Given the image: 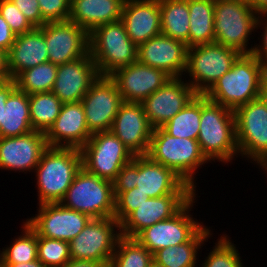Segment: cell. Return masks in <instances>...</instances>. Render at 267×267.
I'll list each match as a JSON object with an SVG mask.
<instances>
[{"mask_svg":"<svg viewBox=\"0 0 267 267\" xmlns=\"http://www.w3.org/2000/svg\"><path fill=\"white\" fill-rule=\"evenodd\" d=\"M267 68L251 53L241 54L232 68L221 76L204 96L235 111L249 101L259 98Z\"/></svg>","mask_w":267,"mask_h":267,"instance_id":"6da1fadb","label":"cell"},{"mask_svg":"<svg viewBox=\"0 0 267 267\" xmlns=\"http://www.w3.org/2000/svg\"><path fill=\"white\" fill-rule=\"evenodd\" d=\"M197 141L202 153L211 162L224 164L238 157L234 111L201 95V118Z\"/></svg>","mask_w":267,"mask_h":267,"instance_id":"7a4b0ae2","label":"cell"},{"mask_svg":"<svg viewBox=\"0 0 267 267\" xmlns=\"http://www.w3.org/2000/svg\"><path fill=\"white\" fill-rule=\"evenodd\" d=\"M81 168L80 149L48 147L34 170L38 186V205L60 203Z\"/></svg>","mask_w":267,"mask_h":267,"instance_id":"3957f363","label":"cell"},{"mask_svg":"<svg viewBox=\"0 0 267 267\" xmlns=\"http://www.w3.org/2000/svg\"><path fill=\"white\" fill-rule=\"evenodd\" d=\"M146 155L171 169L195 191V171L210 162L196 139L171 136L162 127L153 130Z\"/></svg>","mask_w":267,"mask_h":267,"instance_id":"277c9868","label":"cell"},{"mask_svg":"<svg viewBox=\"0 0 267 267\" xmlns=\"http://www.w3.org/2000/svg\"><path fill=\"white\" fill-rule=\"evenodd\" d=\"M137 51L121 20L97 26L89 33V54L100 76H110L136 62Z\"/></svg>","mask_w":267,"mask_h":267,"instance_id":"5b68a950","label":"cell"},{"mask_svg":"<svg viewBox=\"0 0 267 267\" xmlns=\"http://www.w3.org/2000/svg\"><path fill=\"white\" fill-rule=\"evenodd\" d=\"M258 13L246 0H216L214 7L215 43L233 48L241 54L253 53L248 46L256 31Z\"/></svg>","mask_w":267,"mask_h":267,"instance_id":"8992f818","label":"cell"},{"mask_svg":"<svg viewBox=\"0 0 267 267\" xmlns=\"http://www.w3.org/2000/svg\"><path fill=\"white\" fill-rule=\"evenodd\" d=\"M60 203L92 219L114 217L113 182L101 179L82 167Z\"/></svg>","mask_w":267,"mask_h":267,"instance_id":"52a82bcc","label":"cell"},{"mask_svg":"<svg viewBox=\"0 0 267 267\" xmlns=\"http://www.w3.org/2000/svg\"><path fill=\"white\" fill-rule=\"evenodd\" d=\"M241 53L218 43L188 48L185 74L197 94L204 95L233 66Z\"/></svg>","mask_w":267,"mask_h":267,"instance_id":"ba28073f","label":"cell"},{"mask_svg":"<svg viewBox=\"0 0 267 267\" xmlns=\"http://www.w3.org/2000/svg\"><path fill=\"white\" fill-rule=\"evenodd\" d=\"M80 151L82 167L110 182L115 180L121 168L134 157L111 130L93 133Z\"/></svg>","mask_w":267,"mask_h":267,"instance_id":"9c48e42d","label":"cell"},{"mask_svg":"<svg viewBox=\"0 0 267 267\" xmlns=\"http://www.w3.org/2000/svg\"><path fill=\"white\" fill-rule=\"evenodd\" d=\"M234 114L239 153L251 163L267 164L266 106L257 98L238 107Z\"/></svg>","mask_w":267,"mask_h":267,"instance_id":"30bf717a","label":"cell"},{"mask_svg":"<svg viewBox=\"0 0 267 267\" xmlns=\"http://www.w3.org/2000/svg\"><path fill=\"white\" fill-rule=\"evenodd\" d=\"M120 229V223L115 217L92 219L69 242L71 260L110 263L121 237Z\"/></svg>","mask_w":267,"mask_h":267,"instance_id":"8fae6325","label":"cell"},{"mask_svg":"<svg viewBox=\"0 0 267 267\" xmlns=\"http://www.w3.org/2000/svg\"><path fill=\"white\" fill-rule=\"evenodd\" d=\"M195 197L172 218L146 227L134 238L152 254L163 248L189 242L204 227L202 222L194 220L190 214L196 202Z\"/></svg>","mask_w":267,"mask_h":267,"instance_id":"7c38bea8","label":"cell"},{"mask_svg":"<svg viewBox=\"0 0 267 267\" xmlns=\"http://www.w3.org/2000/svg\"><path fill=\"white\" fill-rule=\"evenodd\" d=\"M35 215L26 222L39 236L67 242L92 220L87 214L66 208L61 203L40 204Z\"/></svg>","mask_w":267,"mask_h":267,"instance_id":"4fadbf2b","label":"cell"},{"mask_svg":"<svg viewBox=\"0 0 267 267\" xmlns=\"http://www.w3.org/2000/svg\"><path fill=\"white\" fill-rule=\"evenodd\" d=\"M39 29L53 64L69 63L89 53V33L70 20L47 22Z\"/></svg>","mask_w":267,"mask_h":267,"instance_id":"5bb4252c","label":"cell"},{"mask_svg":"<svg viewBox=\"0 0 267 267\" xmlns=\"http://www.w3.org/2000/svg\"><path fill=\"white\" fill-rule=\"evenodd\" d=\"M123 102L116 83L109 76H99L81 100L88 129L110 131Z\"/></svg>","mask_w":267,"mask_h":267,"instance_id":"9a60e30c","label":"cell"},{"mask_svg":"<svg viewBox=\"0 0 267 267\" xmlns=\"http://www.w3.org/2000/svg\"><path fill=\"white\" fill-rule=\"evenodd\" d=\"M197 93L182 77L169 79L142 103L144 112L155 128L162 127L181 111Z\"/></svg>","mask_w":267,"mask_h":267,"instance_id":"2e32d148","label":"cell"},{"mask_svg":"<svg viewBox=\"0 0 267 267\" xmlns=\"http://www.w3.org/2000/svg\"><path fill=\"white\" fill-rule=\"evenodd\" d=\"M117 85L124 102L141 103L161 88L171 77L164 71L138 60L119 68L109 76Z\"/></svg>","mask_w":267,"mask_h":267,"instance_id":"e0dca14e","label":"cell"},{"mask_svg":"<svg viewBox=\"0 0 267 267\" xmlns=\"http://www.w3.org/2000/svg\"><path fill=\"white\" fill-rule=\"evenodd\" d=\"M187 52L185 43L159 34L138 46L137 60L177 78L185 75Z\"/></svg>","mask_w":267,"mask_h":267,"instance_id":"ac0fdd59","label":"cell"},{"mask_svg":"<svg viewBox=\"0 0 267 267\" xmlns=\"http://www.w3.org/2000/svg\"><path fill=\"white\" fill-rule=\"evenodd\" d=\"M196 194H168L148 198L121 224V236L134 238L140 231L153 224L172 218Z\"/></svg>","mask_w":267,"mask_h":267,"instance_id":"d6986e66","label":"cell"},{"mask_svg":"<svg viewBox=\"0 0 267 267\" xmlns=\"http://www.w3.org/2000/svg\"><path fill=\"white\" fill-rule=\"evenodd\" d=\"M47 148L44 132L36 130L17 137H0V169L34 172Z\"/></svg>","mask_w":267,"mask_h":267,"instance_id":"ffe728a7","label":"cell"},{"mask_svg":"<svg viewBox=\"0 0 267 267\" xmlns=\"http://www.w3.org/2000/svg\"><path fill=\"white\" fill-rule=\"evenodd\" d=\"M154 128L142 103L123 102L115 116L111 131L133 155H146Z\"/></svg>","mask_w":267,"mask_h":267,"instance_id":"44dd1931","label":"cell"},{"mask_svg":"<svg viewBox=\"0 0 267 267\" xmlns=\"http://www.w3.org/2000/svg\"><path fill=\"white\" fill-rule=\"evenodd\" d=\"M44 134L48 147L81 149L93 134L81 101L63 103L57 119Z\"/></svg>","mask_w":267,"mask_h":267,"instance_id":"7402d4cb","label":"cell"},{"mask_svg":"<svg viewBox=\"0 0 267 267\" xmlns=\"http://www.w3.org/2000/svg\"><path fill=\"white\" fill-rule=\"evenodd\" d=\"M99 76L96 64L88 53L75 61L57 65L52 92L62 103L80 102Z\"/></svg>","mask_w":267,"mask_h":267,"instance_id":"603a6c76","label":"cell"},{"mask_svg":"<svg viewBox=\"0 0 267 267\" xmlns=\"http://www.w3.org/2000/svg\"><path fill=\"white\" fill-rule=\"evenodd\" d=\"M135 184L149 198L168 194H196L171 169L151 160L147 155H136Z\"/></svg>","mask_w":267,"mask_h":267,"instance_id":"cb8c5ba5","label":"cell"},{"mask_svg":"<svg viewBox=\"0 0 267 267\" xmlns=\"http://www.w3.org/2000/svg\"><path fill=\"white\" fill-rule=\"evenodd\" d=\"M121 21L128 37L137 46L161 34L159 0H126Z\"/></svg>","mask_w":267,"mask_h":267,"instance_id":"d4e9b609","label":"cell"},{"mask_svg":"<svg viewBox=\"0 0 267 267\" xmlns=\"http://www.w3.org/2000/svg\"><path fill=\"white\" fill-rule=\"evenodd\" d=\"M49 61L43 32L39 28L16 36L7 52V67L10 79L20 72Z\"/></svg>","mask_w":267,"mask_h":267,"instance_id":"484cf974","label":"cell"},{"mask_svg":"<svg viewBox=\"0 0 267 267\" xmlns=\"http://www.w3.org/2000/svg\"><path fill=\"white\" fill-rule=\"evenodd\" d=\"M126 0H71L70 21L90 33L97 26L121 20Z\"/></svg>","mask_w":267,"mask_h":267,"instance_id":"4316f807","label":"cell"},{"mask_svg":"<svg viewBox=\"0 0 267 267\" xmlns=\"http://www.w3.org/2000/svg\"><path fill=\"white\" fill-rule=\"evenodd\" d=\"M4 109L0 137H17L33 131L27 93L16 88L8 96Z\"/></svg>","mask_w":267,"mask_h":267,"instance_id":"83f0119b","label":"cell"},{"mask_svg":"<svg viewBox=\"0 0 267 267\" xmlns=\"http://www.w3.org/2000/svg\"><path fill=\"white\" fill-rule=\"evenodd\" d=\"M211 235V230L204 226L189 242L156 251L153 261L162 267H195L198 251Z\"/></svg>","mask_w":267,"mask_h":267,"instance_id":"f1b7e54d","label":"cell"},{"mask_svg":"<svg viewBox=\"0 0 267 267\" xmlns=\"http://www.w3.org/2000/svg\"><path fill=\"white\" fill-rule=\"evenodd\" d=\"M214 0H188L189 48L214 43Z\"/></svg>","mask_w":267,"mask_h":267,"instance_id":"f546056e","label":"cell"},{"mask_svg":"<svg viewBox=\"0 0 267 267\" xmlns=\"http://www.w3.org/2000/svg\"><path fill=\"white\" fill-rule=\"evenodd\" d=\"M161 34L179 40L189 48L188 0H159Z\"/></svg>","mask_w":267,"mask_h":267,"instance_id":"4dcf8cb0","label":"cell"},{"mask_svg":"<svg viewBox=\"0 0 267 267\" xmlns=\"http://www.w3.org/2000/svg\"><path fill=\"white\" fill-rule=\"evenodd\" d=\"M62 102L52 92L29 95V110L33 130L46 132L57 119Z\"/></svg>","mask_w":267,"mask_h":267,"instance_id":"1f68e13d","label":"cell"},{"mask_svg":"<svg viewBox=\"0 0 267 267\" xmlns=\"http://www.w3.org/2000/svg\"><path fill=\"white\" fill-rule=\"evenodd\" d=\"M201 118V94H197L181 111L162 128L171 136L196 139Z\"/></svg>","mask_w":267,"mask_h":267,"instance_id":"d6a6232c","label":"cell"},{"mask_svg":"<svg viewBox=\"0 0 267 267\" xmlns=\"http://www.w3.org/2000/svg\"><path fill=\"white\" fill-rule=\"evenodd\" d=\"M57 75V65L50 61L20 72L13 80L16 88L28 95L50 92Z\"/></svg>","mask_w":267,"mask_h":267,"instance_id":"836d02e7","label":"cell"},{"mask_svg":"<svg viewBox=\"0 0 267 267\" xmlns=\"http://www.w3.org/2000/svg\"><path fill=\"white\" fill-rule=\"evenodd\" d=\"M22 225V234L0 250V263H28L38 259L37 233L26 221Z\"/></svg>","mask_w":267,"mask_h":267,"instance_id":"e575fe53","label":"cell"},{"mask_svg":"<svg viewBox=\"0 0 267 267\" xmlns=\"http://www.w3.org/2000/svg\"><path fill=\"white\" fill-rule=\"evenodd\" d=\"M153 254L135 238L118 239L109 267H148Z\"/></svg>","mask_w":267,"mask_h":267,"instance_id":"d590c367","label":"cell"},{"mask_svg":"<svg viewBox=\"0 0 267 267\" xmlns=\"http://www.w3.org/2000/svg\"><path fill=\"white\" fill-rule=\"evenodd\" d=\"M38 259L46 267H63L71 260L69 242L37 234Z\"/></svg>","mask_w":267,"mask_h":267,"instance_id":"8d00e7d4","label":"cell"},{"mask_svg":"<svg viewBox=\"0 0 267 267\" xmlns=\"http://www.w3.org/2000/svg\"><path fill=\"white\" fill-rule=\"evenodd\" d=\"M240 253L235 244L224 234L220 236L209 255L201 264L202 267H243Z\"/></svg>","mask_w":267,"mask_h":267,"instance_id":"74e56055","label":"cell"},{"mask_svg":"<svg viewBox=\"0 0 267 267\" xmlns=\"http://www.w3.org/2000/svg\"><path fill=\"white\" fill-rule=\"evenodd\" d=\"M149 196L138 190L137 187L121 192L115 197L114 217L121 224L134 210L137 209Z\"/></svg>","mask_w":267,"mask_h":267,"instance_id":"f35d334b","label":"cell"},{"mask_svg":"<svg viewBox=\"0 0 267 267\" xmlns=\"http://www.w3.org/2000/svg\"><path fill=\"white\" fill-rule=\"evenodd\" d=\"M0 15L16 35L24 34L34 29L12 0H0Z\"/></svg>","mask_w":267,"mask_h":267,"instance_id":"ab89813d","label":"cell"},{"mask_svg":"<svg viewBox=\"0 0 267 267\" xmlns=\"http://www.w3.org/2000/svg\"><path fill=\"white\" fill-rule=\"evenodd\" d=\"M42 19L47 22L66 21L70 15L71 0H37Z\"/></svg>","mask_w":267,"mask_h":267,"instance_id":"60d3db41","label":"cell"},{"mask_svg":"<svg viewBox=\"0 0 267 267\" xmlns=\"http://www.w3.org/2000/svg\"><path fill=\"white\" fill-rule=\"evenodd\" d=\"M136 181V155H134L133 159L125 164L115 180L113 181V193L114 197H116L121 192H126L134 187Z\"/></svg>","mask_w":267,"mask_h":267,"instance_id":"b9f144b4","label":"cell"},{"mask_svg":"<svg viewBox=\"0 0 267 267\" xmlns=\"http://www.w3.org/2000/svg\"><path fill=\"white\" fill-rule=\"evenodd\" d=\"M16 7L25 15L34 28L42 27L46 22L42 19L37 0H12Z\"/></svg>","mask_w":267,"mask_h":267,"instance_id":"7bdbcfd3","label":"cell"},{"mask_svg":"<svg viewBox=\"0 0 267 267\" xmlns=\"http://www.w3.org/2000/svg\"><path fill=\"white\" fill-rule=\"evenodd\" d=\"M266 17H267V11L258 13L256 29H259L260 26H263L262 30H264V32H261L262 35H260L262 36L260 39L261 44L260 45L257 44L258 46L254 45V50L252 54L267 68V19H265Z\"/></svg>","mask_w":267,"mask_h":267,"instance_id":"ee69618b","label":"cell"},{"mask_svg":"<svg viewBox=\"0 0 267 267\" xmlns=\"http://www.w3.org/2000/svg\"><path fill=\"white\" fill-rule=\"evenodd\" d=\"M16 36L10 29L9 24L0 15V49L8 52L15 42Z\"/></svg>","mask_w":267,"mask_h":267,"instance_id":"f6af8a7d","label":"cell"},{"mask_svg":"<svg viewBox=\"0 0 267 267\" xmlns=\"http://www.w3.org/2000/svg\"><path fill=\"white\" fill-rule=\"evenodd\" d=\"M16 89L13 79L0 82V125L2 124L3 111H5V102L8 96Z\"/></svg>","mask_w":267,"mask_h":267,"instance_id":"bcb514c9","label":"cell"},{"mask_svg":"<svg viewBox=\"0 0 267 267\" xmlns=\"http://www.w3.org/2000/svg\"><path fill=\"white\" fill-rule=\"evenodd\" d=\"M110 263H99L94 261L70 260L63 267H109Z\"/></svg>","mask_w":267,"mask_h":267,"instance_id":"7dc6e473","label":"cell"},{"mask_svg":"<svg viewBox=\"0 0 267 267\" xmlns=\"http://www.w3.org/2000/svg\"><path fill=\"white\" fill-rule=\"evenodd\" d=\"M10 80L7 67V52L0 49V82Z\"/></svg>","mask_w":267,"mask_h":267,"instance_id":"c3c4849f","label":"cell"},{"mask_svg":"<svg viewBox=\"0 0 267 267\" xmlns=\"http://www.w3.org/2000/svg\"><path fill=\"white\" fill-rule=\"evenodd\" d=\"M4 267H46L39 259L24 263H1Z\"/></svg>","mask_w":267,"mask_h":267,"instance_id":"681fc988","label":"cell"},{"mask_svg":"<svg viewBox=\"0 0 267 267\" xmlns=\"http://www.w3.org/2000/svg\"><path fill=\"white\" fill-rule=\"evenodd\" d=\"M246 1L257 13L267 11V0H246Z\"/></svg>","mask_w":267,"mask_h":267,"instance_id":"f907efd6","label":"cell"},{"mask_svg":"<svg viewBox=\"0 0 267 267\" xmlns=\"http://www.w3.org/2000/svg\"><path fill=\"white\" fill-rule=\"evenodd\" d=\"M259 98L264 103L267 109V78L262 83L259 93Z\"/></svg>","mask_w":267,"mask_h":267,"instance_id":"816d5d0a","label":"cell"},{"mask_svg":"<svg viewBox=\"0 0 267 267\" xmlns=\"http://www.w3.org/2000/svg\"><path fill=\"white\" fill-rule=\"evenodd\" d=\"M258 166H259V168L261 166L262 170L267 171V164H259Z\"/></svg>","mask_w":267,"mask_h":267,"instance_id":"f5cc1de1","label":"cell"},{"mask_svg":"<svg viewBox=\"0 0 267 267\" xmlns=\"http://www.w3.org/2000/svg\"><path fill=\"white\" fill-rule=\"evenodd\" d=\"M148 267H162V266H160V265L156 264L154 261H152V263Z\"/></svg>","mask_w":267,"mask_h":267,"instance_id":"db71d44e","label":"cell"}]
</instances>
